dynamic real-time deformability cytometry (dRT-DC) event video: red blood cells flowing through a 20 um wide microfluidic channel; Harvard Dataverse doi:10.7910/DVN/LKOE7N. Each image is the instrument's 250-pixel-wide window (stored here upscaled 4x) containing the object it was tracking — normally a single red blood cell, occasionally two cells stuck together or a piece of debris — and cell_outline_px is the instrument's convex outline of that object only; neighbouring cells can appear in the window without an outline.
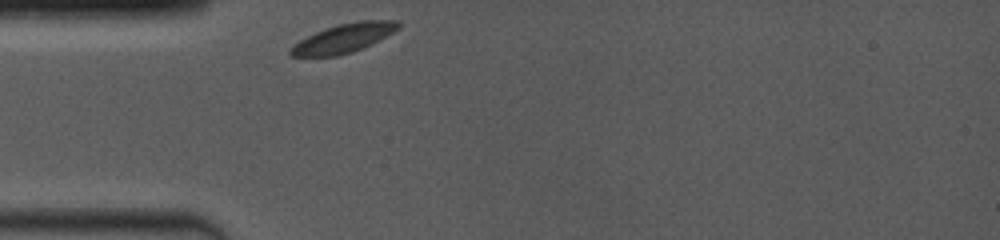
{"species": "common noctule bat (a hibernating species)", "species_latin": "Nyctalus noctula", "temperature_condition": "room temperature", "stored_images_in_passage": 30, "camera_frame_rate_fps": 4000, "um_per_image_px": 0.085, "animal": {"sex": "female", "body_mass_g": 19.0, "forearm_length_mm": 53.3}, "frame": {"image": 1, "passage_image": 1, "time_ms": 0.0, "image_size_px": [1000, 240], "cell_outline_px": [[400, 28], [372, 44], [352, 52], [336, 56], [292, 56], [288, 52], [288, 48], [300, 40], [316, 32], [336, 24], [360, 20], [400, 20]], "centroid_in_image_um": [29.23, 3.24], "position_along_channel_um": 55.8, "area_um2": 18.21}}
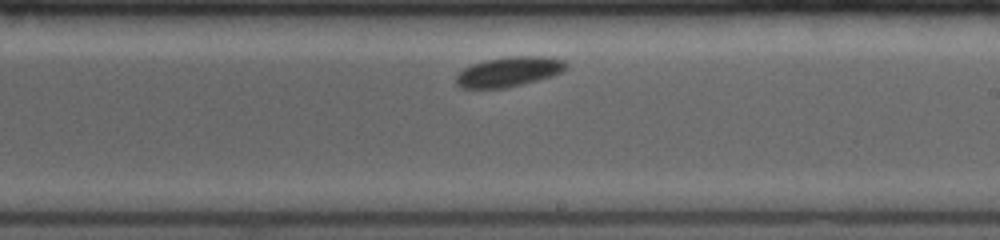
{"frame": {"image": 2, "passage_image": 18, "time_ms": 5.25, "image_size_px": [1000, 240], "cell_outline_px": [[568, 64], [560, 72], [552, 76], [504, 88], [460, 88], [456, 84], [456, 76], [464, 68], [472, 64], [484, 60], [508, 56], [544, 56], [564, 60]], "centroid_in_image_um": [43.22, 6.08], "position_along_channel_um": 245.8, "area_um2": 18.96}}
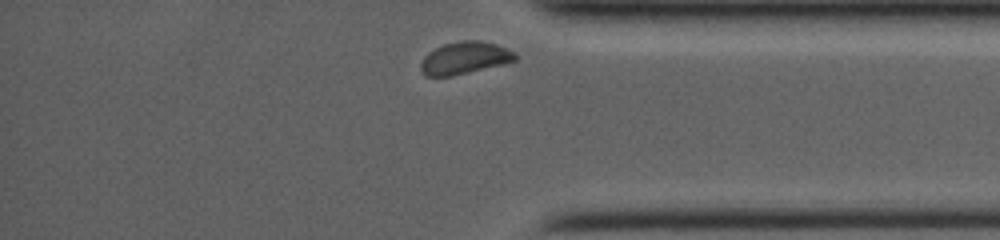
{"frame": {"image": 3, "passage_image": 30, "time_ms": 9.25, "image_size_px": [1000, 240], "cell_outline_px": [[516, 60], [504, 64], [452, 76], [424, 76], [420, 68], [420, 64], [424, 56], [428, 52], [444, 44], [460, 40], [480, 40], [496, 44], [508, 48], [516, 52]], "centroid_in_image_um": [39.5, 4.92], "position_along_channel_um": 395.7, "area_um2": 17.92}}